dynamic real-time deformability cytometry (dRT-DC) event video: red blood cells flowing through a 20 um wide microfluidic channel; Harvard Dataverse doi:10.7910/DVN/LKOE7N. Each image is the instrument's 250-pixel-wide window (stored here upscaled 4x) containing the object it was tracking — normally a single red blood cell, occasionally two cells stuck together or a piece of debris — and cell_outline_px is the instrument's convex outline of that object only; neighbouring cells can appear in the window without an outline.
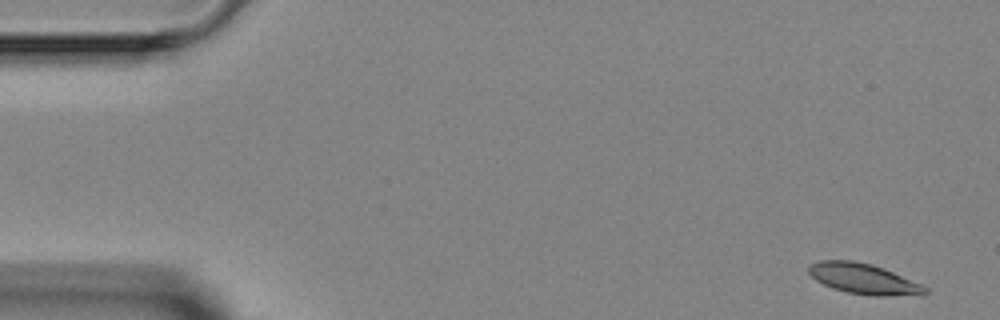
{"species": "Egyptian fruit bat (a non-hibernating species)", "species_latin": "Rousettus aegyptiacus", "temperature_condition": "room temperature", "stored_images_in_passage": 3, "camera_frame_rate_fps": 3000, "um_per_image_px": 0.085, "animal": {"sex": "female"}, "frame": {"image": 1, "passage_image": 1, "time_ms": 0.0, "image_size_px": [1000, 320], "cell_outline_px": [[928, 292], [924, 296], [872, 296], [848, 292], [832, 288], [816, 280], [808, 272], [808, 268], [812, 264], [820, 260], [852, 260], [872, 264], [884, 268], [920, 284], [928, 288]], "centroid_in_image_um": [73.46, 23.72], "position_along_channel_um": 11.5, "area_um2": 20.81}}
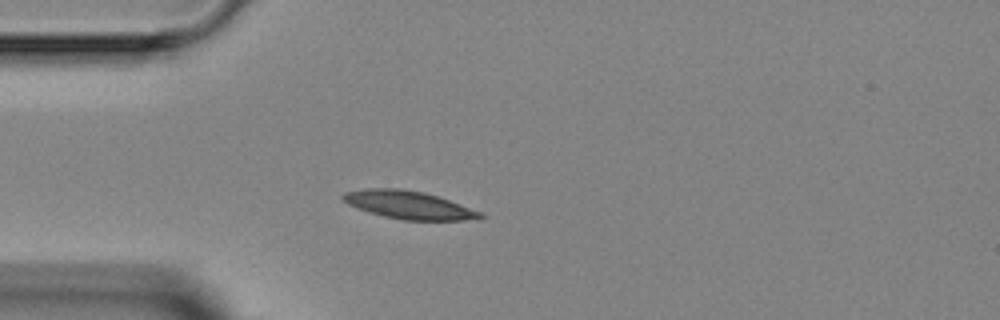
{"frame": {"image": 2, "passage_image": 3, "time_ms": 3.667, "image_size_px": [1000, 320], "cell_outline_px": [[484, 216], [464, 220], [404, 220], [384, 216], [368, 212], [356, 208], [348, 204], [340, 196], [344, 192], [368, 188], [400, 188], [424, 192], [484, 212]], "centroid_in_image_um": [34.71, 17.41], "position_along_channel_um": 50.3, "area_um2": 22.25}}